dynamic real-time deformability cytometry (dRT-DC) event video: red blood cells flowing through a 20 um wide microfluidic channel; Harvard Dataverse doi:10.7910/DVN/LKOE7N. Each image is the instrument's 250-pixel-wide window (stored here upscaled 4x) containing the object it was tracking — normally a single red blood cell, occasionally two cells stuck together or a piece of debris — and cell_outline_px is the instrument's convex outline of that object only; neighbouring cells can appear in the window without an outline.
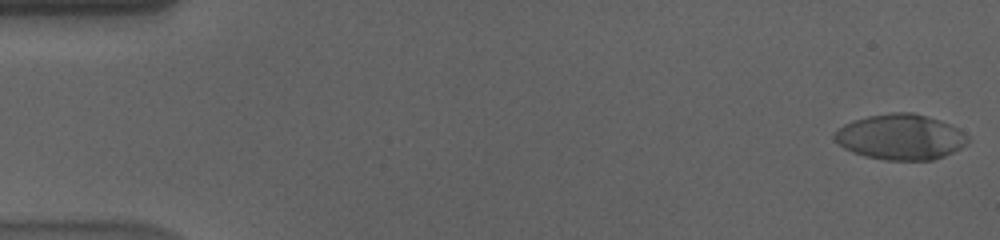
{"species": "human", "species_latin": "Homo sapiens", "temperature_condition": "cold", "stored_images_in_passage": 57, "camera_frame_rate_fps": 3000, "um_per_image_px": 0.085, "donor": {"sex": "male"}, "frame": {"image": 1, "passage_image": 1, "time_ms": 0.0, "image_size_px": [1000, 240], "cell_outline_px": [[968, 140], [960, 148], [944, 156], [932, 160], [884, 160], [864, 156], [852, 152], [844, 148], [832, 136], [844, 124], [852, 120], [868, 116], [892, 112], [912, 112], [940, 120], [964, 132], [968, 136]], "centroid_in_image_um": [76.53, 11.64], "position_along_channel_um": 8.5, "area_um2": 35.14}}
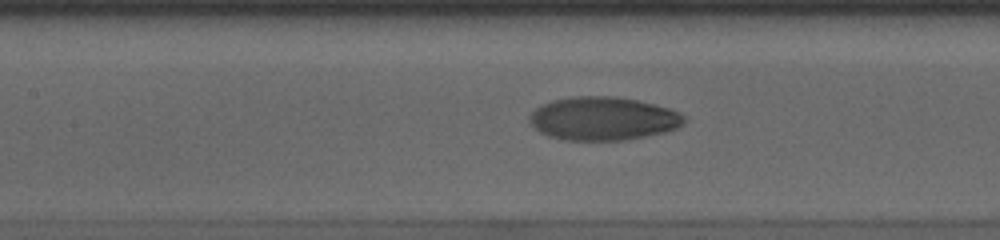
{"frame": {"image": 2, "passage_image": 26, "time_ms": 8.333, "image_size_px": [1000, 240], "cell_outline_px": [[684, 120], [676, 128], [668, 132], [624, 140], [564, 140], [548, 136], [540, 132], [528, 120], [528, 116], [540, 104], [552, 100], [572, 96], [612, 96], [636, 100], [668, 108], [680, 112], [684, 116]], "centroid_in_image_um": [51.22, 10.08], "position_along_channel_um": 156.2, "area_um2": 39.07}}
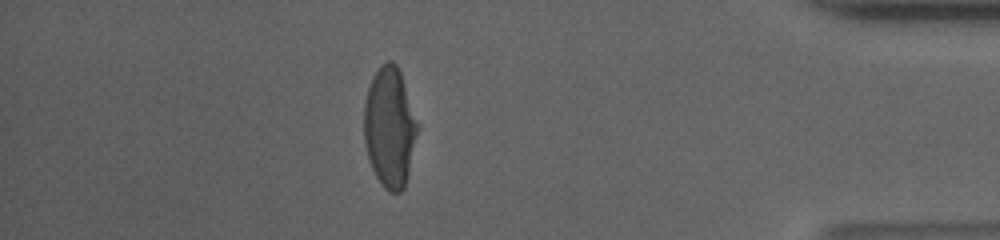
{"frame": {"image": 3, "passage_image": 50, "time_ms": 16.333, "image_size_px": [1000, 240], "cell_outline_px": [[420, 128], [404, 188], [400, 192], [388, 192], [384, 188], [376, 176], [368, 160], [364, 140], [364, 104], [368, 88], [372, 76], [380, 64], [388, 60], [392, 60], [396, 64], [400, 72], [420, 124]], "centroid_in_image_um": [33.14, 10.8], "position_along_channel_um": 402.1, "area_um2": 38.03}, "authors_computed_cell_mechanics": {"area_um2": 37.7434, "velocity_mm_per_s": 3.5819, "shape_relaxation_time_tau1_ms": 8.2887, "shape_relaxation_time_tau2_ms": 1.8153, "deformation_change_tau1": 0.2639, "deformation_change_tau2": 0.0458}}